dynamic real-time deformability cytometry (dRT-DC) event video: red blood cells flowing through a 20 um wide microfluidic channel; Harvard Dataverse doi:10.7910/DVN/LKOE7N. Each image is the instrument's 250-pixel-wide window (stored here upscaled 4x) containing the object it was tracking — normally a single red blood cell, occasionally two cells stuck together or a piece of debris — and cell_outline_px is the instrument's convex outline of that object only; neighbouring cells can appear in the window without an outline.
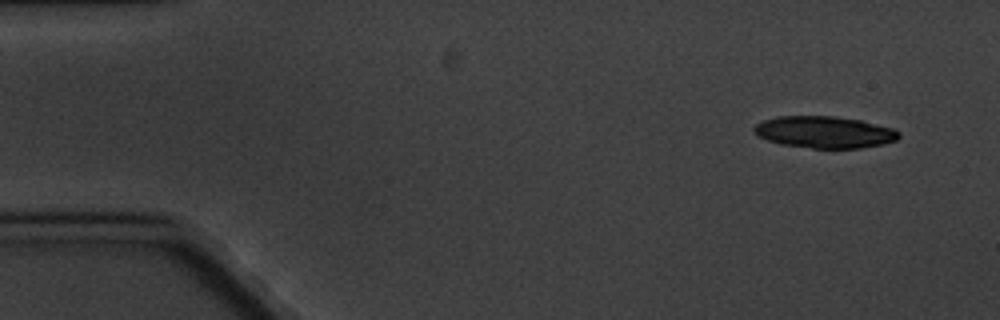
{"species": "common noctule bat (a hibernating species)", "species_latin": "Nyctalus noctula", "temperature_condition": "cold", "stored_images_in_passage": 9, "camera_frame_rate_fps": 3000, "um_per_image_px": 0.085, "animal": {"sex": "male", "body_mass_g": 20.1, "forearm_length_mm": 53.5}, "frame": {"image": 1, "passage_image": 1, "time_ms": 0.0, "image_size_px": [1000, 320], "cell_outline_px": [[900, 136], [896, 140], [884, 144], [860, 148], [812, 148], [784, 144], [768, 140], [760, 136], [752, 128], [756, 124], [764, 120], [776, 116], [836, 116], [860, 120], [892, 128], [900, 132]], "centroid_in_image_um": [70.11, 11.22], "position_along_channel_um": 14.9, "area_um2": 26.65}}